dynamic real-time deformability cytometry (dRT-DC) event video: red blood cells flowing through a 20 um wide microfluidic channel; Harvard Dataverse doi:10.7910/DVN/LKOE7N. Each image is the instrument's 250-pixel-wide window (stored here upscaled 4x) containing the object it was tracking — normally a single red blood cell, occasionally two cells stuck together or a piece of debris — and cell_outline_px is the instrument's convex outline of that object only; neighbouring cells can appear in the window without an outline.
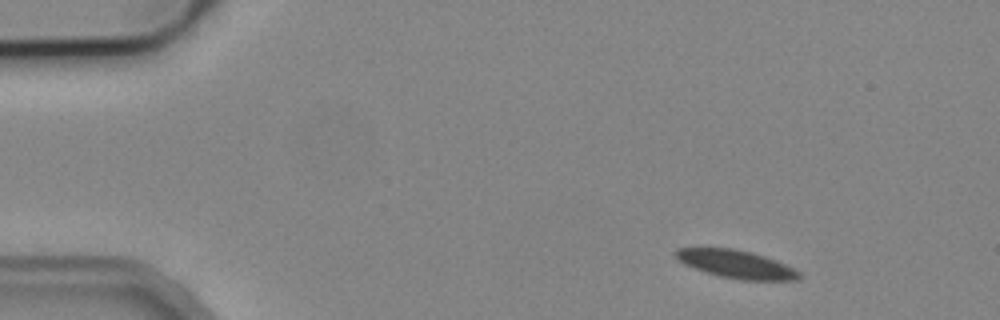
{"species": "common noctule bat (a hibernating species)", "species_latin": "Nyctalus noctula", "temperature_condition": "cold", "stored_images_in_passage": 5, "camera_frame_rate_fps": 3000, "um_per_image_px": 0.085, "animal": {"sex": "male", "body_mass_g": 19.2, "forearm_length_mm": 51.8}, "frame": {"image": 1, "passage_image": 1, "time_ms": 0.0, "image_size_px": [1000, 320], "cell_outline_px": [[800, 280], [740, 280], [720, 276], [684, 264], [676, 256], [676, 248], [732, 248], [752, 252], [776, 260], [800, 272]], "centroid_in_image_um": [62.61, 22.45], "position_along_channel_um": 22.4, "area_um2": 19.83}}
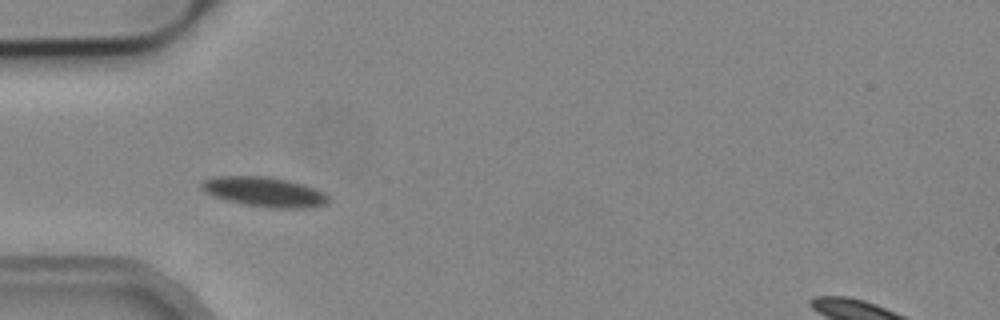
{"frame": {"image": 2, "passage_image": 4, "time_ms": 3.333, "image_size_px": [1000, 320], "cell_outline_px": [[328, 204], [312, 208], [268, 208], [244, 204], [212, 196], [204, 192], [200, 188], [200, 184], [204, 180], [216, 176], [268, 176], [288, 180], [304, 184], [324, 192], [328, 196]], "centroid_in_image_um": [22.48, 16.31], "position_along_channel_um": 62.5, "area_um2": 22.25}}